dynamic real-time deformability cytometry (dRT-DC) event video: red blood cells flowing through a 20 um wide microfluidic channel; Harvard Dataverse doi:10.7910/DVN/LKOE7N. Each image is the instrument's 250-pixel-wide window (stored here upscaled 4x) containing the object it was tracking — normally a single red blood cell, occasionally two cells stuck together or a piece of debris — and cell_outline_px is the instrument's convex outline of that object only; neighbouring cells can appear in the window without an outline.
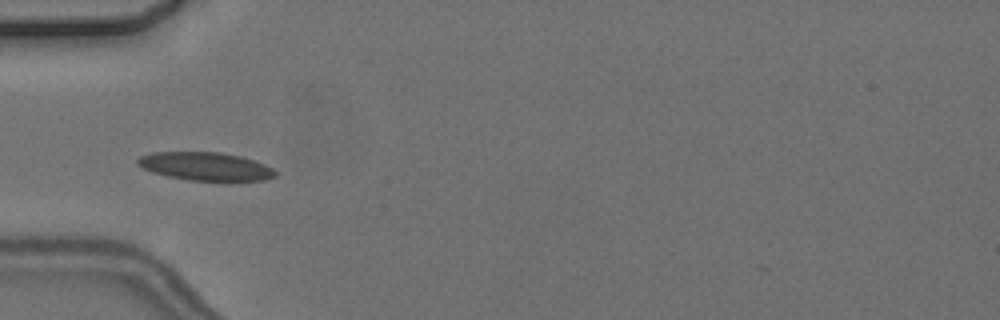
{"species": "common noctule bat (a hibernating species)", "species_latin": "Nyctalus noctula", "temperature_condition": "cold", "stored_images_in_passage": 9, "camera_frame_rate_fps": 3000, "um_per_image_px": 0.085, "animal": {"sex": "female", "body_mass_g": 24.6, "forearm_length_mm": 56.2}, "frame": {"image": 1, "passage_image": 3, "time_ms": 4.0, "image_size_px": [1000, 320], "cell_outline_px": [[276, 176], [264, 180], [188, 180], [168, 176], [152, 172], [136, 164], [136, 160], [140, 156], [152, 152], [220, 152], [240, 156], [256, 160], [272, 168], [276, 172]], "centroid_in_image_um": [17.45, 14.13], "position_along_channel_um": 67.5, "area_um2": 22.54}}
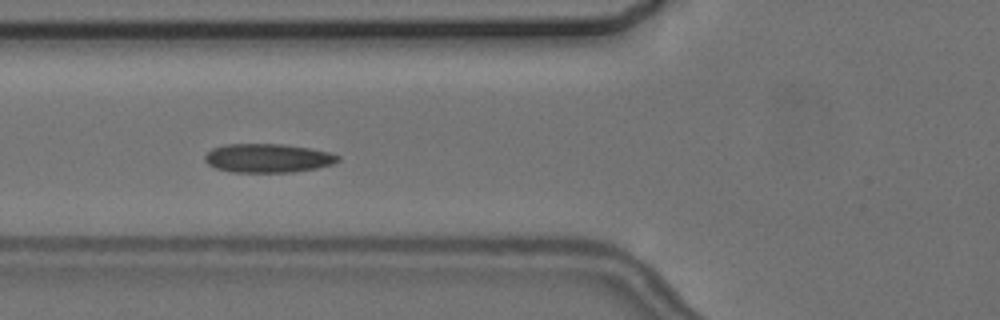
{"frame": {"image": 2, "passage_image": 4, "time_ms": 5.0, "image_size_px": [1000, 320], "cell_outline_px": [[340, 160], [332, 164], [316, 168], [292, 172], [232, 172], [216, 168], [208, 164], [204, 160], [204, 156], [212, 148], [224, 144], [284, 144], [308, 148], [328, 152], [340, 156]], "centroid_in_image_um": [22.74, 13.44], "position_along_channel_um": 103.1, "area_um2": 22.31}}